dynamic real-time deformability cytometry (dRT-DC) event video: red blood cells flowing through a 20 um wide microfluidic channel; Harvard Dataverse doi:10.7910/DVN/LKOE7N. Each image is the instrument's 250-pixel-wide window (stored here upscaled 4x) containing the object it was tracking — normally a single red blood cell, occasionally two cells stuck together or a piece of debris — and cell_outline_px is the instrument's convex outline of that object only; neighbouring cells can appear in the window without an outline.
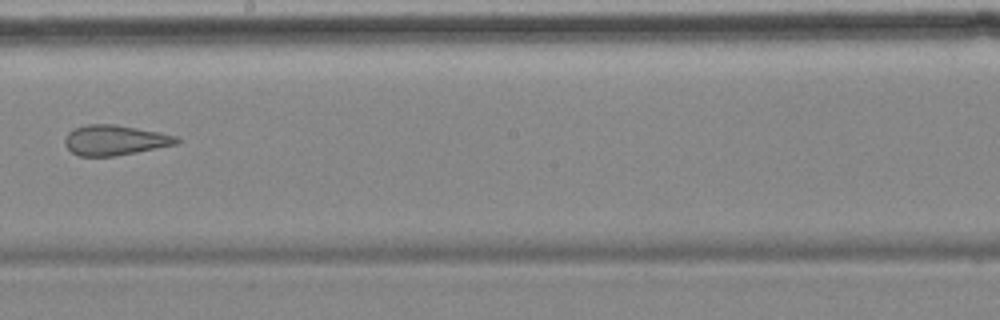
{"species": "common noctule bat (a hibernating species)", "species_latin": "Nyctalus noctula", "temperature_condition": "cold", "stored_images_in_passage": 13, "camera_frame_rate_fps": 3000, "um_per_image_px": 0.085, "animal": {"sex": "female", "body_mass_g": 18.4}, "frame": {"image": 1, "passage_image": 6, "time_ms": 7.0, "image_size_px": [1000, 320], "cell_outline_px": [[180, 140], [176, 144], [116, 156], [80, 156], [72, 152], [64, 144], [64, 140], [68, 132], [72, 128], [88, 124], [116, 124], [160, 132], [176, 136]], "centroid_in_image_um": [9.73, 11.9], "position_along_channel_um": 238.5, "area_um2": 19.65}}